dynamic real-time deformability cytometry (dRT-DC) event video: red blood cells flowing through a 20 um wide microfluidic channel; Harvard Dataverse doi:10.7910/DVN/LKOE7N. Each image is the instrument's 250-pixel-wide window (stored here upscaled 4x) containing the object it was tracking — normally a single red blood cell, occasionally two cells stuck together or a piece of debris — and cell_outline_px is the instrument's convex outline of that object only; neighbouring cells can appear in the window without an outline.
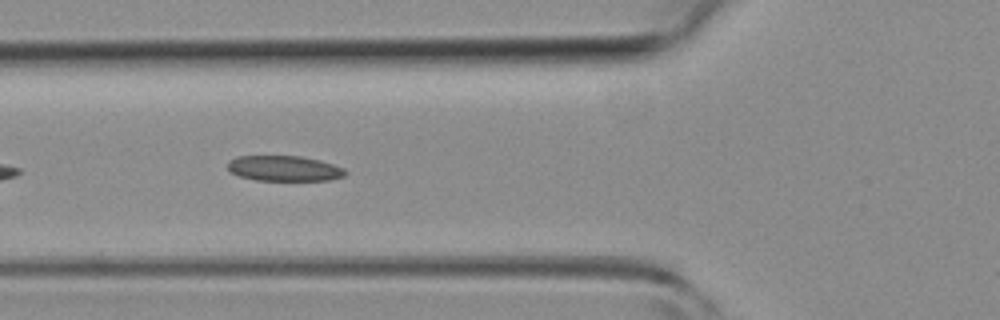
{"species": "common noctule bat (a hibernating species)", "species_latin": "Nyctalus noctula", "temperature_condition": "room temperature", "stored_images_in_passage": 14, "camera_frame_rate_fps": 3000, "um_per_image_px": 0.085, "animal": {"sex": "female", "body_mass_g": 19.3, "forearm_length_mm": 54.1}, "frame": {"image": 1, "passage_image": 5, "time_ms": 1.333, "image_size_px": [1000, 320], "cell_outline_px": [[348, 172], [344, 176], [328, 180], [256, 180], [240, 176], [232, 172], [228, 168], [228, 160], [236, 156], [300, 156], [320, 160], [344, 168]], "centroid_in_image_um": [24.16, 14.31], "position_along_channel_um": 101.6, "area_um2": 17.34}}